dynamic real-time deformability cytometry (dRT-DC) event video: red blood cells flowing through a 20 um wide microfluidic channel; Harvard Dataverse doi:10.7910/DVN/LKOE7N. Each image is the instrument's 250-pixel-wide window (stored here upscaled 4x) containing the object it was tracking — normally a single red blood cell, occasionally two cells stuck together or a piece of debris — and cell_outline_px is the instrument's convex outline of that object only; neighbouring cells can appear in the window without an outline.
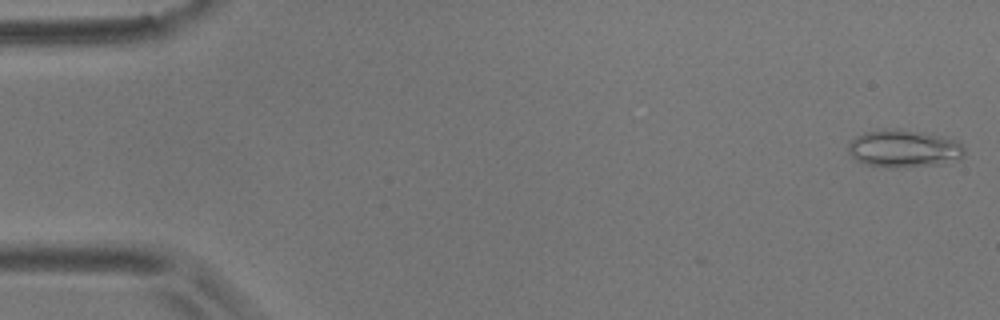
{"species": "common noctule bat (a hibernating species)", "species_latin": "Nyctalus noctula", "temperature_condition": "room temperature", "stored_images_in_passage": 15, "camera_frame_rate_fps": 3000, "um_per_image_px": 0.085, "animal": {"sex": "male", "body_mass_g": 17.9}, "frame": {"image": 1, "passage_image": 1, "time_ms": 0.0, "image_size_px": [1000, 320], "cell_outline_px": [[964, 156], [960, 160], [936, 164], [888, 168], [864, 164], [856, 160], [848, 152], [848, 144], [856, 136], [864, 132], [884, 128], [896, 128], [940, 136], [956, 140], [964, 148]], "centroid_in_image_um": [76.79, 12.63], "position_along_channel_um": 8.2, "area_um2": 25.43}}
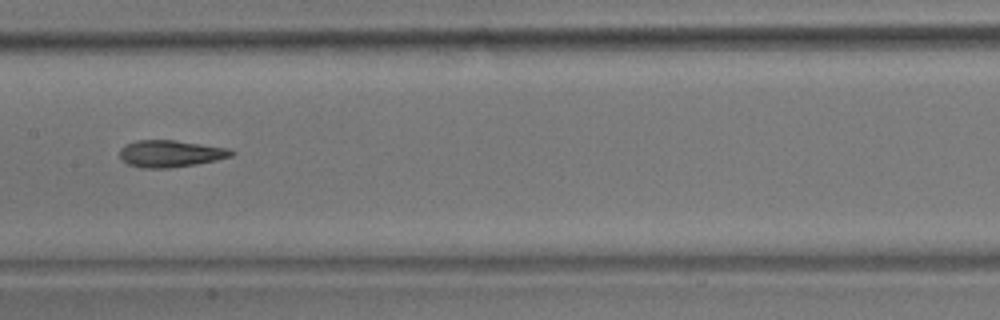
{"frame": {"image": 2, "passage_image": 8, "time_ms": 2.333, "image_size_px": [1000, 320], "cell_outline_px": [[236, 152], [232, 156], [216, 160], [196, 164], [168, 168], [140, 168], [128, 164], [120, 156], [120, 148], [136, 140], [176, 140], [228, 148]], "centroid_in_image_um": [14.51, 13.06], "position_along_channel_um": 192.9, "area_um2": 17.46}}
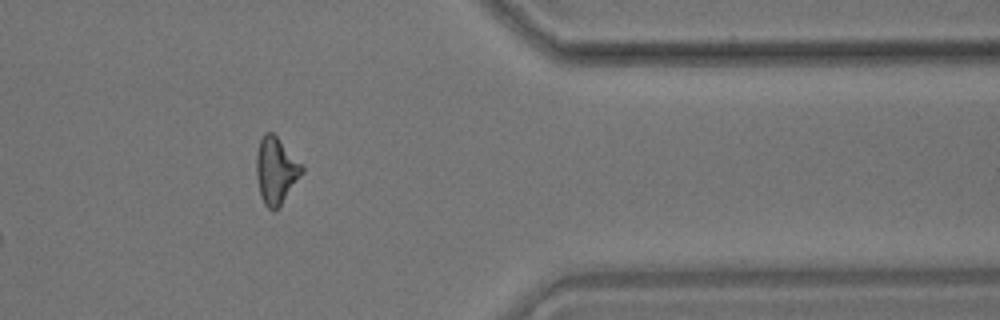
{"frame": {"image": 3, "passage_image": 13, "time_ms": 4.0, "image_size_px": [1000, 320], "cell_outline_px": [[304, 172], [280, 204], [272, 212], [264, 204], [260, 196], [256, 176], [256, 152], [260, 140], [264, 132], [272, 132], [304, 164]], "centroid_in_image_um": [23.45, 14.47], "position_along_channel_um": 387.9, "area_um2": 17.8}}